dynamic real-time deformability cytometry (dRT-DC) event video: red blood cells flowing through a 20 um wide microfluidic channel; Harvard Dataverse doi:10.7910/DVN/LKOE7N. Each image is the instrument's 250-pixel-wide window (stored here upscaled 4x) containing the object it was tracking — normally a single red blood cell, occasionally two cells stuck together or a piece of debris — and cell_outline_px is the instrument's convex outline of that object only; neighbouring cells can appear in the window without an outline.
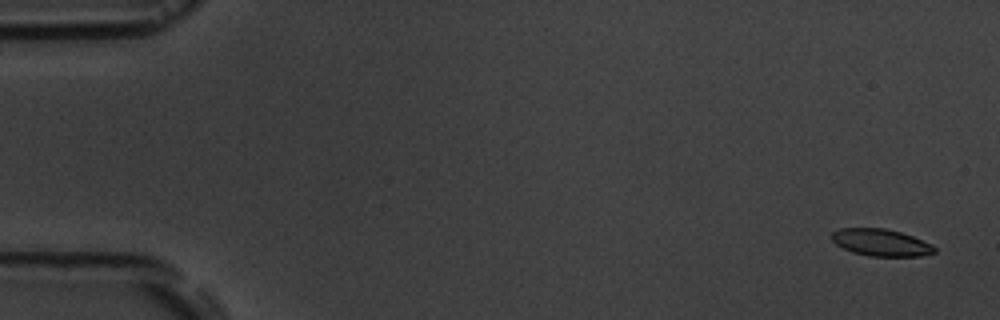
{"species": "common noctule bat (a hibernating species)", "species_latin": "Nyctalus noctula", "temperature_condition": "room temperature", "stored_images_in_passage": 6, "camera_frame_rate_fps": 3000, "um_per_image_px": 0.085, "animal": {"sex": "male", "body_mass_g": 19.5, "forearm_length_mm": 54.6}, "frame": {"image": 1, "passage_image": 1, "time_ms": 0.0, "image_size_px": [1000, 320], "cell_outline_px": [[936, 252], [920, 256], [868, 256], [852, 252], [836, 244], [832, 240], [832, 232], [840, 228], [884, 228], [900, 232], [912, 236], [932, 244], [936, 248]], "centroid_in_image_um": [74.88, 20.61], "position_along_channel_um": 10.1, "area_um2": 16.13}}
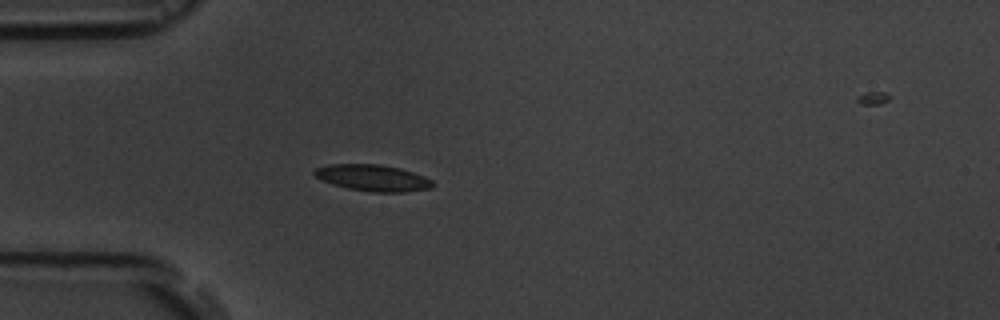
{"frame": {"image": 2, "passage_image": 5, "time_ms": 4.667, "image_size_px": [1000, 320], "cell_outline_px": [[436, 184], [432, 188], [404, 192], [372, 192], [348, 188], [332, 184], [320, 180], [312, 172], [316, 168], [328, 164], [376, 164], [400, 168], [412, 172], [432, 180]], "centroid_in_image_um": [31.68, 15.12], "position_along_channel_um": 53.3, "area_um2": 18.21}}